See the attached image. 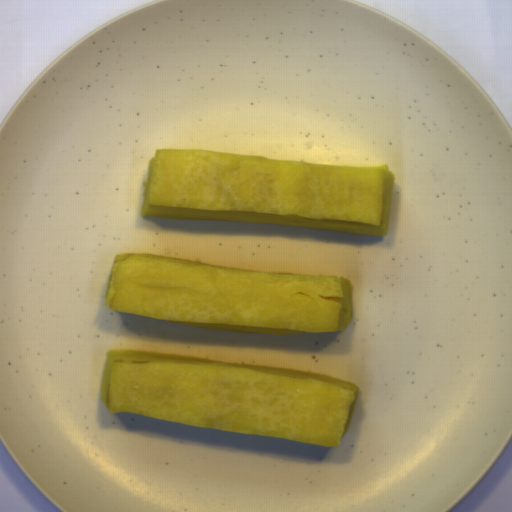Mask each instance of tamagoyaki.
I'll list each match as a JSON object with an SVG mask.
<instances>
[{
  "label": "tamagoyaki",
  "mask_w": 512,
  "mask_h": 512,
  "mask_svg": "<svg viewBox=\"0 0 512 512\" xmlns=\"http://www.w3.org/2000/svg\"><path fill=\"white\" fill-rule=\"evenodd\" d=\"M358 396L359 385L320 373L111 348L100 389L110 414L335 448Z\"/></svg>",
  "instance_id": "81b7327e"
},
{
  "label": "tamagoyaki",
  "mask_w": 512,
  "mask_h": 512,
  "mask_svg": "<svg viewBox=\"0 0 512 512\" xmlns=\"http://www.w3.org/2000/svg\"><path fill=\"white\" fill-rule=\"evenodd\" d=\"M395 179L389 164H313L162 147L149 160L139 214L383 237L389 232Z\"/></svg>",
  "instance_id": "833754b4"
},
{
  "label": "tamagoyaki",
  "mask_w": 512,
  "mask_h": 512,
  "mask_svg": "<svg viewBox=\"0 0 512 512\" xmlns=\"http://www.w3.org/2000/svg\"><path fill=\"white\" fill-rule=\"evenodd\" d=\"M201 329L284 336L345 331V276L237 269L145 252L116 254L103 307Z\"/></svg>",
  "instance_id": "9680ed9f"
}]
</instances>
